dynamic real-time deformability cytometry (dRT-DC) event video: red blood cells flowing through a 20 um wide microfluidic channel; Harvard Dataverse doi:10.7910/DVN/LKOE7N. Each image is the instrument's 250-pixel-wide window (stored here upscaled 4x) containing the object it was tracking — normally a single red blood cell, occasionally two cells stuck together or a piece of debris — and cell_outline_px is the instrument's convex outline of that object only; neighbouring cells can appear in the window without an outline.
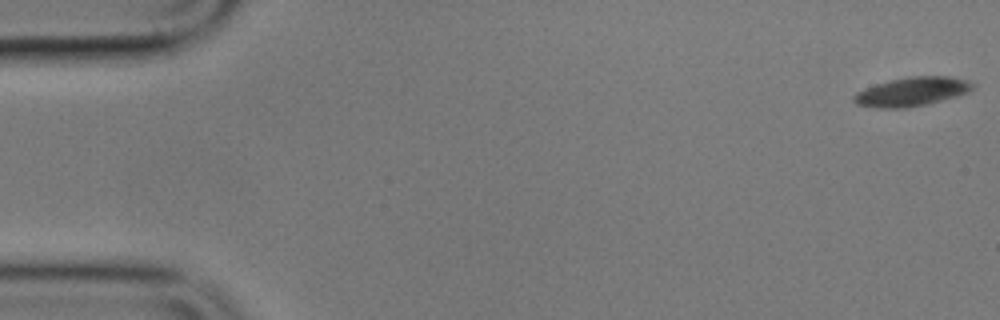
{"species": "common noctule bat (a hibernating species)", "species_latin": "Nyctalus noctula", "temperature_condition": "cold", "stored_images_in_passage": 7, "camera_frame_rate_fps": 3000, "um_per_image_px": 0.085, "animal": {"sex": "male", "body_mass_g": 17.9}, "frame": {"image": 1, "passage_image": 1, "time_ms": 0.0, "image_size_px": [1000, 320], "cell_outline_px": [[976, 84], [968, 92], [956, 96], [908, 108], [876, 108], [856, 104], [852, 100], [852, 96], [856, 92], [864, 88], [888, 80], [908, 76], [948, 76], [968, 80]], "centroid_in_image_um": [77.47, 7.78], "position_along_channel_um": 7.5, "area_um2": 20.11}}
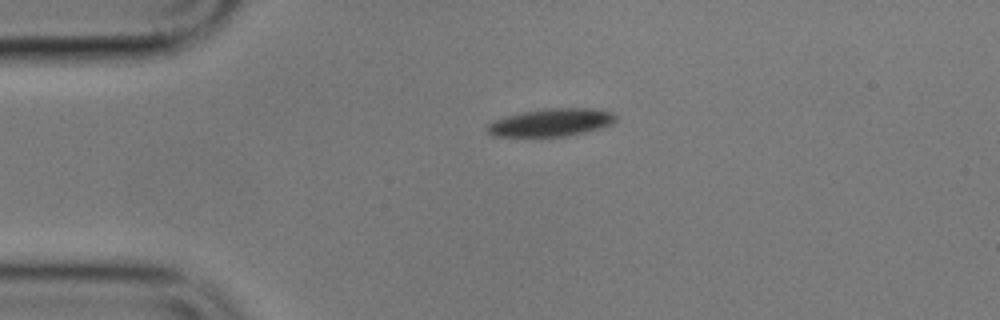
{"frame": {"image": 2, "passage_image": 6, "time_ms": 5.667, "image_size_px": [1000, 320], "cell_outline_px": [[616, 120], [612, 124], [600, 128], [568, 136], [492, 136], [484, 128], [488, 124], [496, 120], [508, 116], [524, 112], [548, 108], [592, 108], [612, 112], [616, 116]], "centroid_in_image_um": [46.87, 10.41], "position_along_channel_um": 38.1, "area_um2": 20.58}}